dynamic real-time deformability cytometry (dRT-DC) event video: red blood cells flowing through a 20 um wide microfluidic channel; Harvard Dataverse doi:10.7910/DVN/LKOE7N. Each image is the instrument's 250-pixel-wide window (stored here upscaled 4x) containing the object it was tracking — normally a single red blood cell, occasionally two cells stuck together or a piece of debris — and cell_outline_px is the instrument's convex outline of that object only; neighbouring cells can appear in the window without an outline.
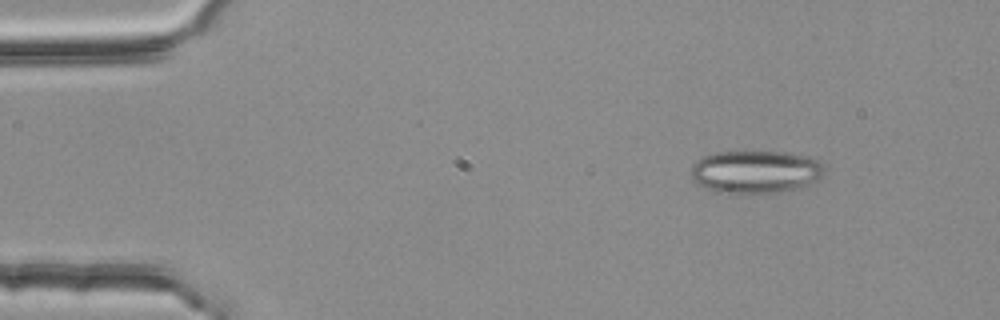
{"species": "common noctule bat (a hibernating species)", "species_latin": "Nyctalus noctula", "temperature_condition": "room temperature", "stored_images_in_passage": 4, "segment_of_instrument_passage": [1, 2], "camera_frame_rate_fps": 3000, "um_per_image_px": 0.085, "animal": {"sex": "female", "body_mass_g": 25.1}, "frame": {"image": 1, "passage_image": 1, "time_ms": 0.0, "image_size_px": [1000, 320], "cell_outline_px": [[828, 172], [816, 180], [796, 188], [776, 192], [720, 192], [696, 184], [692, 180], [692, 164], [696, 160], [704, 156], [716, 152], [784, 152], [816, 160]], "centroid_in_image_um": [64.18, 14.59], "position_along_channel_um": 20.8, "area_um2": 32.54}}